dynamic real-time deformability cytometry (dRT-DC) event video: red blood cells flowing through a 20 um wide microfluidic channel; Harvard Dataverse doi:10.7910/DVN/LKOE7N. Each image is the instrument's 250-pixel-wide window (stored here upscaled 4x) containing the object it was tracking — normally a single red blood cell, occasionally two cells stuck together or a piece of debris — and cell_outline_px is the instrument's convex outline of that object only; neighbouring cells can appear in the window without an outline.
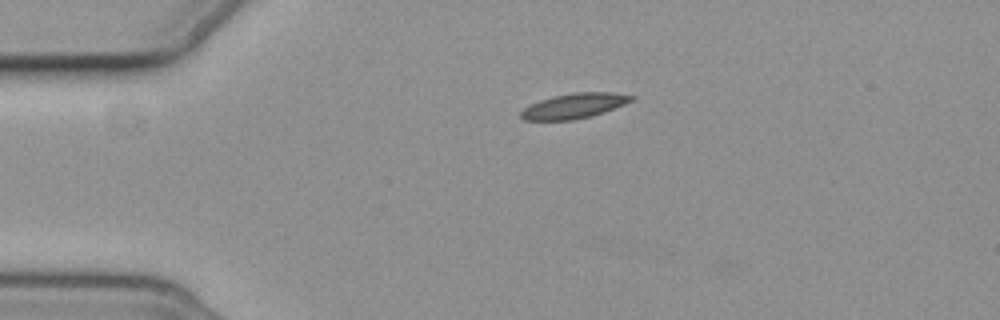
{"species": "common noctule bat (a hibernating species)", "species_latin": "Nyctalus noctula", "temperature_condition": "cold", "stored_images_in_passage": 3, "camera_frame_rate_fps": 3000, "um_per_image_px": 0.085, "animal": {"sex": "female", "body_mass_g": 19.3, "forearm_length_mm": 54.1}, "frame": {"image": 1, "passage_image": 2, "time_ms": 1.333, "image_size_px": [1000, 320], "cell_outline_px": [[636, 96], [632, 100], [624, 104], [588, 116], [572, 120], [524, 120], [520, 116], [520, 112], [524, 108], [540, 100], [552, 96], [572, 92], [612, 92]], "centroid_in_image_um": [48.76, 8.98], "position_along_channel_um": 36.2, "area_um2": 15.84}}